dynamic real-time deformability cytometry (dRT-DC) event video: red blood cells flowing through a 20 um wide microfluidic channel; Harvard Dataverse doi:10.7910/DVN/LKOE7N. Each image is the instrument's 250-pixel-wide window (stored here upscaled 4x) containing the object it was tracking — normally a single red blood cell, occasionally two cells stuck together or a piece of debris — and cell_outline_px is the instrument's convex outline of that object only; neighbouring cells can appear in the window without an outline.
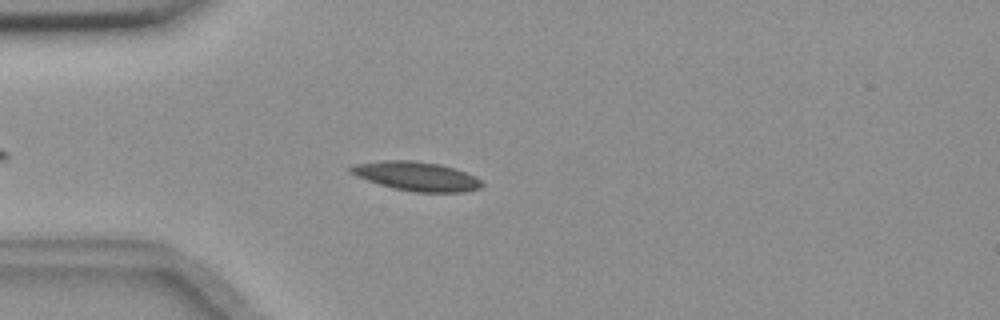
{"species": "common noctule bat (a hibernating species)", "species_latin": "Nyctalus noctula", "temperature_condition": "room temperature", "stored_images_in_passage": 38, "camera_frame_rate_fps": 3000, "um_per_image_px": 0.085, "animal": {"sex": "female", "body_mass_g": 18.4}, "frame": {"image": 1, "passage_image": 7, "time_ms": 2.0, "image_size_px": [1000, 320], "cell_outline_px": [[484, 184], [480, 188], [464, 192], [412, 192], [392, 188], [356, 176], [348, 172], [348, 168], [352, 164], [380, 160], [412, 160], [440, 164], [476, 176]], "centroid_in_image_um": [35.36, 14.97], "position_along_channel_um": 49.6, "area_um2": 22.37}}
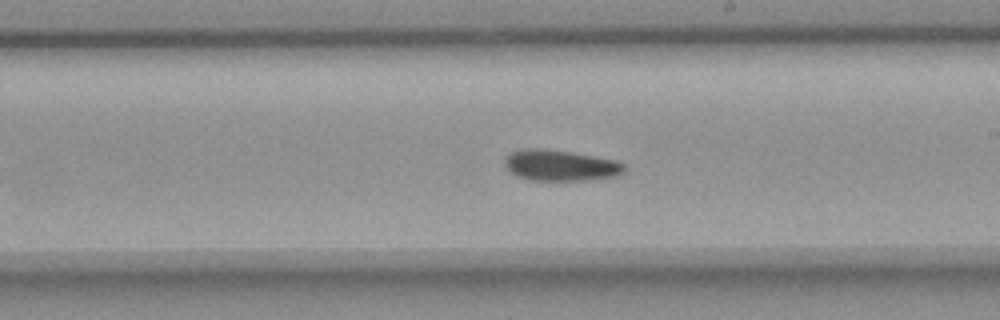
{"frame": {"image": 2, "passage_image": 24, "time_ms": 7.667, "image_size_px": [1000, 320], "cell_outline_px": [[624, 172], [620, 176], [592, 180], [532, 180], [516, 176], [508, 172], [504, 164], [504, 160], [512, 152], [524, 148], [544, 148], [616, 160], [624, 164]], "centroid_in_image_um": [47.63, 14.07], "position_along_channel_um": 241.4, "area_um2": 21.68}}
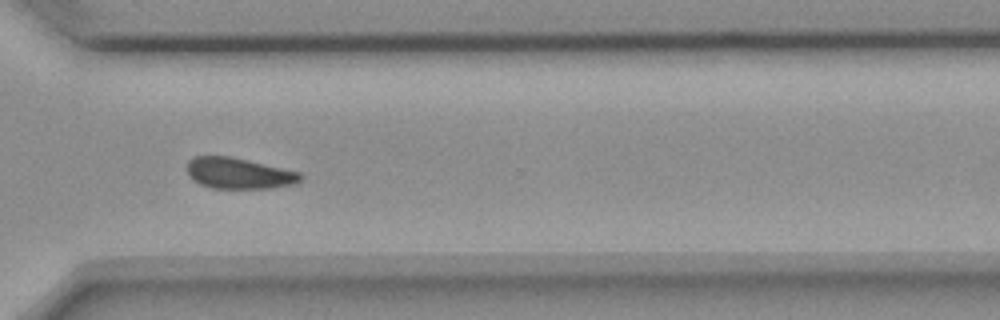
{"frame": {"image": 3, "passage_image": 33, "time_ms": 10.667, "image_size_px": [1000, 320], "cell_outline_px": [[304, 176], [296, 184], [272, 188], [212, 188], [200, 184], [192, 180], [188, 176], [188, 160], [192, 156], [232, 156], [300, 172]], "centroid_in_image_um": [20.3, 14.73], "position_along_channel_um": 350.3, "area_um2": 20.69}}